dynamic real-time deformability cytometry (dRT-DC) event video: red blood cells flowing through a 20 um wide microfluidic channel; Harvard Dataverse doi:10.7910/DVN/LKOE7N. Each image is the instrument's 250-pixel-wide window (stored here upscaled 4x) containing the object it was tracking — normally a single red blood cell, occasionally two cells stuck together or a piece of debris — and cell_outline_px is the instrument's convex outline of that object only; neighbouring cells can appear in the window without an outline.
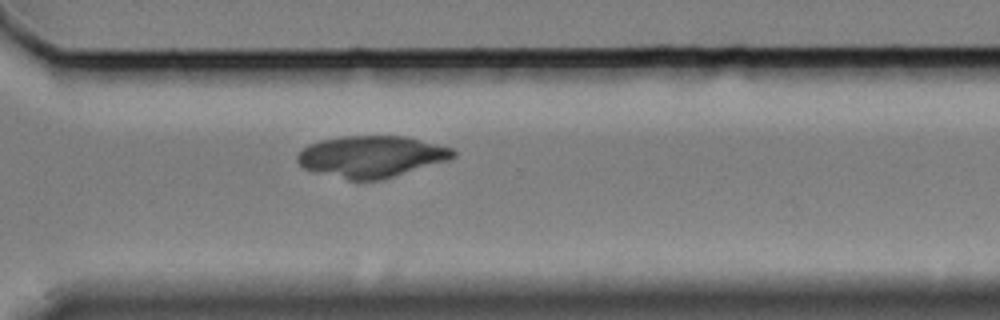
{"species": "Egyptian fruit bat (a non-hibernating species)", "species_latin": "Rousettus aegyptiacus", "temperature_condition": "cold", "stored_images_in_passage": 41, "camera_frame_rate_fps": 3000, "um_per_image_px": 0.085, "animal": {"sex": "female"}, "frame": {"image": 1, "passage_image": 30, "time_ms": 9.667, "image_size_px": [1000, 320], "cell_outline_px": [[456, 156], [448, 160], [380, 180], [348, 180], [316, 172], [304, 168], [296, 160], [296, 156], [308, 144], [320, 140], [340, 136], [404, 136], [452, 148], [456, 152]], "centroid_in_image_um": [31.54, 13.3], "position_along_channel_um": 339.1, "area_um2": 37.45}}
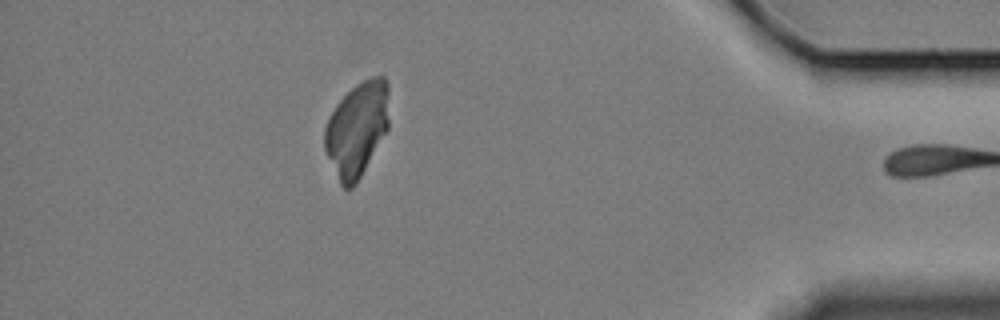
{"frame": {"image": 2, "passage_image": 40, "time_ms": 13.0, "image_size_px": [1000, 320], "cell_outline_px": [[388, 128], [356, 184], [352, 188], [344, 188], [340, 184], [324, 148], [324, 128], [336, 104], [356, 84], [372, 76], [384, 76], [388, 84]], "centroid_in_image_um": [30.34, 10.96], "position_along_channel_um": 404.9, "area_um2": 35.08}}